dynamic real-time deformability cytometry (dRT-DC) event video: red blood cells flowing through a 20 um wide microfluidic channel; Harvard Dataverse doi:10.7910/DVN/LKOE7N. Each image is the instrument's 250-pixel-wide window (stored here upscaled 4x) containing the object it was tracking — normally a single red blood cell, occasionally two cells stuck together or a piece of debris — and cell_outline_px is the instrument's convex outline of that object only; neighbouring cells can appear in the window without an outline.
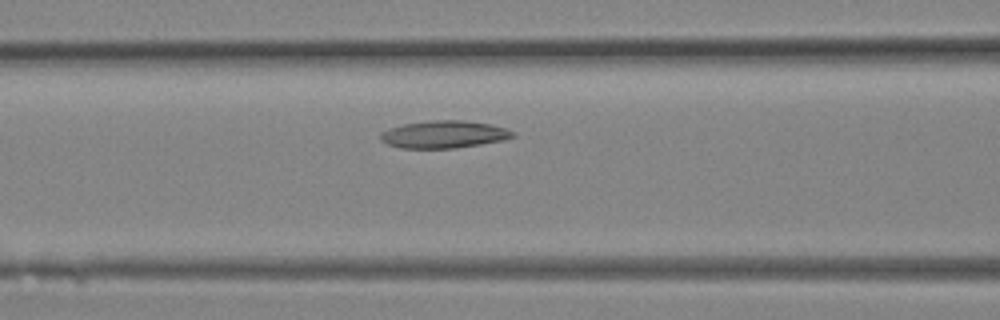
{"species": "Egyptian fruit bat (a non-hibernating species)", "species_latin": "Rousettus aegyptiacus", "temperature_condition": "room temperature", "stored_images_in_passage": 10, "camera_frame_rate_fps": 3000, "um_per_image_px": 0.085, "animal": {"sex": "female"}, "frame": {"image": 1, "passage_image": 6, "time_ms": 1.667, "image_size_px": [1000, 320], "cell_outline_px": [[516, 136], [504, 140], [456, 148], [400, 148], [388, 144], [380, 140], [380, 132], [388, 128], [404, 124], [432, 120], [464, 120], [492, 124], [508, 128], [516, 132]], "centroid_in_image_um": [37.77, 11.41], "position_along_channel_um": 128.8, "area_um2": 21.39}}
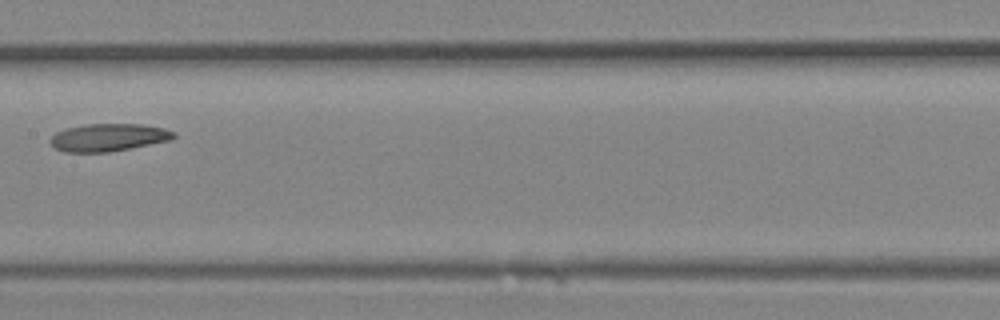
{"frame": {"image": 2, "passage_image": 9, "time_ms": 2.667, "image_size_px": [1000, 320], "cell_outline_px": [[176, 136], [172, 140], [108, 152], [64, 152], [56, 148], [48, 140], [56, 132], [64, 128], [84, 124], [144, 124], [164, 128], [176, 132]], "centroid_in_image_um": [9.22, 11.67], "position_along_channel_um": 198.2, "area_um2": 20.0}}